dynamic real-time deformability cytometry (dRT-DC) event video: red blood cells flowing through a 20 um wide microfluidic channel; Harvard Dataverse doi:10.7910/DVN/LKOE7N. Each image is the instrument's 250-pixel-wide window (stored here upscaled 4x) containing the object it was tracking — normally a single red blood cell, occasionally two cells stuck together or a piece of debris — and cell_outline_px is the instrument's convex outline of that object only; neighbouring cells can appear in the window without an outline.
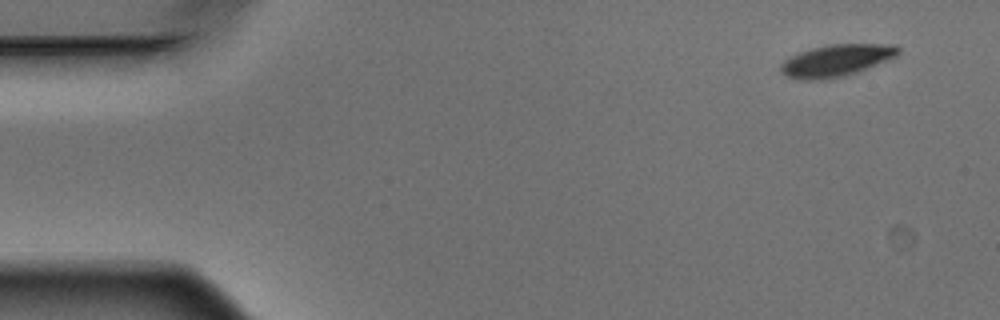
{"species": "Egyptian fruit bat (a non-hibernating species)", "species_latin": "Rousettus aegyptiacus", "temperature_condition": "warm", "stored_images_in_passage": 4, "camera_frame_rate_fps": 3000, "um_per_image_px": 0.085, "animal": {"sex": "male"}, "frame": {"image": 1, "passage_image": 1, "time_ms": 0.0, "image_size_px": [1000, 320], "cell_outline_px": [[900, 52], [896, 56], [864, 68], [840, 76], [824, 80], [796, 80], [784, 76], [780, 72], [780, 68], [784, 60], [800, 52], [812, 48], [828, 44], [896, 44], [900, 48]], "centroid_in_image_um": [71.02, 5.13], "position_along_channel_um": 14.0, "area_um2": 21.56}}
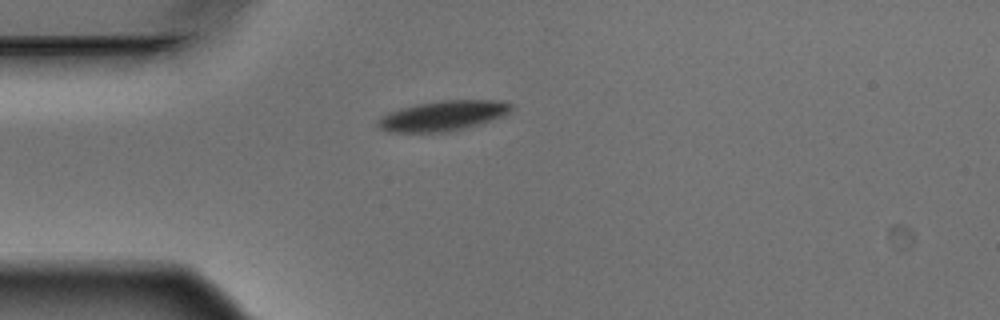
{"frame": {"image": 2, "passage_image": 4, "time_ms": 1.0, "image_size_px": [1000, 320], "cell_outline_px": [[512, 108], [504, 116], [480, 124], [448, 132], [388, 132], [380, 128], [376, 124], [376, 120], [380, 116], [388, 112], [400, 108], [416, 104], [440, 100], [500, 100], [512, 104]], "centroid_in_image_um": [37.62, 9.84], "position_along_channel_um": 47.4, "area_um2": 23.58}}